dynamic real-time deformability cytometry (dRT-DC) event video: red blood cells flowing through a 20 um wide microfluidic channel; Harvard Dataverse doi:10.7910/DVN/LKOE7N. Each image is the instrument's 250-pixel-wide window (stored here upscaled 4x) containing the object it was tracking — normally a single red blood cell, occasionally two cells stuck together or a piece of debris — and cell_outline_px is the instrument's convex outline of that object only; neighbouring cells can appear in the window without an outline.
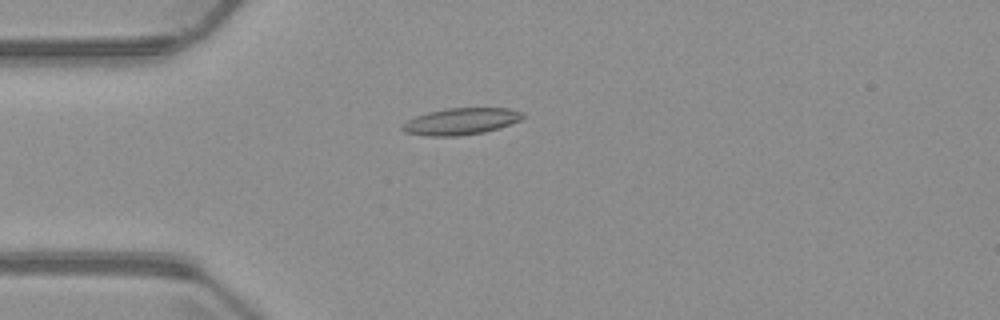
{"species": "common noctule bat (a hibernating species)", "species_latin": "Nyctalus noctula", "temperature_condition": "warm", "stored_images_in_passage": 4, "camera_frame_rate_fps": 3000, "um_per_image_px": 0.085, "animal": {"sex": "male", "body_mass_g": 23.1, "forearm_length_mm": 52.7}, "frame": {"image": 1, "passage_image": 3, "time_ms": 2.667, "image_size_px": [1000, 320], "cell_outline_px": [[528, 116], [520, 120], [484, 132], [460, 136], [428, 136], [404, 132], [400, 128], [408, 120], [416, 116], [428, 112], [448, 108], [508, 108], [524, 112]], "centroid_in_image_um": [39.2, 10.31], "position_along_channel_um": 45.8, "area_um2": 18.67}}